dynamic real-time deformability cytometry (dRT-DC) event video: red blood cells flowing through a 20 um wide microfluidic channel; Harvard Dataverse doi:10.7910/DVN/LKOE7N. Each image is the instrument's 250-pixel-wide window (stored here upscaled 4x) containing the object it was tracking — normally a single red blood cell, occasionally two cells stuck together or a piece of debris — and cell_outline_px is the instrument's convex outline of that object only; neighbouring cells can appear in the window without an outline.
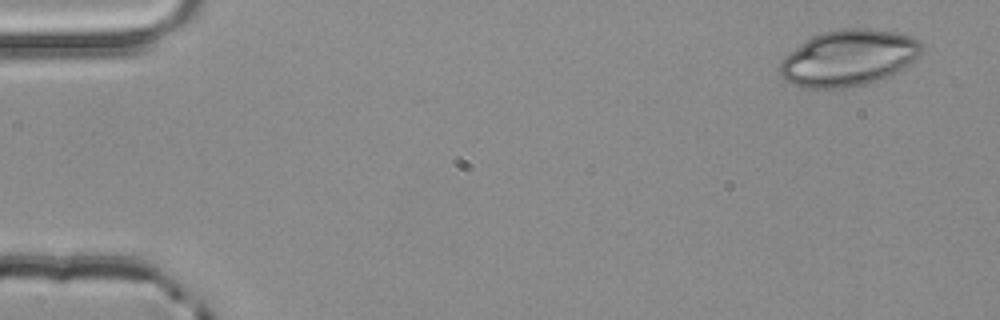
{"species": "common noctule bat (a hibernating species)", "species_latin": "Nyctalus noctula", "temperature_condition": "room temperature", "stored_images_in_passage": 3, "camera_frame_rate_fps": 3000, "um_per_image_px": 0.085, "animal": {"sex": "male", "body_mass_g": 20.4}, "frame": {"image": 1, "passage_image": 1, "time_ms": 0.0, "image_size_px": [1000, 320], "cell_outline_px": [[924, 48], [920, 56], [912, 64], [888, 76], [864, 84], [840, 88], [800, 88], [784, 80], [780, 76], [776, 68], [780, 60], [788, 52], [812, 36], [824, 32], [840, 28], [872, 28], [896, 32], [920, 40], [924, 44]], "centroid_in_image_um": [72.11, 4.92], "position_along_channel_um": 12.9, "area_um2": 47.11}}